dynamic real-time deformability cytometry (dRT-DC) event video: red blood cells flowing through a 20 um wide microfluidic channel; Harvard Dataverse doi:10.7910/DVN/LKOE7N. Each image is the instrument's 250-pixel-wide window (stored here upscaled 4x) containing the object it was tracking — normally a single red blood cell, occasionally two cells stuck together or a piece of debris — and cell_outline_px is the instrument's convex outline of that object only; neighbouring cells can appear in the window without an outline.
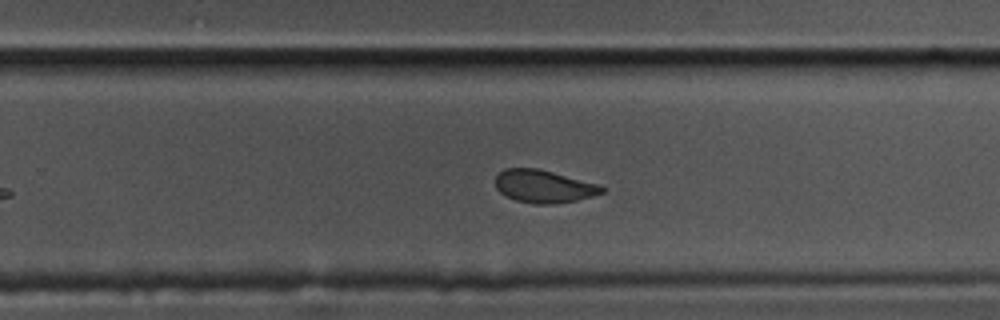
{"species": "common noctule bat (a hibernating species)", "species_latin": "Nyctalus noctula", "temperature_condition": "cold", "stored_images_in_passage": 43, "camera_frame_rate_fps": 3000, "um_per_image_px": 0.085, "animal": {"sex": "male", "body_mass_g": 17.5, "forearm_length_mm": 52.3}, "frame": {"image": 1, "passage_image": 25, "time_ms": 8.0, "image_size_px": [1000, 320], "cell_outline_px": [[608, 188], [604, 192], [592, 196], [576, 200], [556, 204], [536, 204], [516, 200], [504, 196], [496, 188], [496, 176], [504, 168], [536, 168], [552, 172], [596, 184]], "centroid_in_image_um": [46.2, 15.85], "position_along_channel_um": 283.6, "area_um2": 20.17}, "authors_computed_cell_mechanics": {"area_um2": 21.4438, "velocity_mm_per_s": 3.369, "shape_relaxation_time_tau1_ms": 6.2716, "shape_relaxation_time_tau2_ms": 1.9144, "deformation_change_tau1": 0.1283, "deformation_change_tau2": 0.0477}}